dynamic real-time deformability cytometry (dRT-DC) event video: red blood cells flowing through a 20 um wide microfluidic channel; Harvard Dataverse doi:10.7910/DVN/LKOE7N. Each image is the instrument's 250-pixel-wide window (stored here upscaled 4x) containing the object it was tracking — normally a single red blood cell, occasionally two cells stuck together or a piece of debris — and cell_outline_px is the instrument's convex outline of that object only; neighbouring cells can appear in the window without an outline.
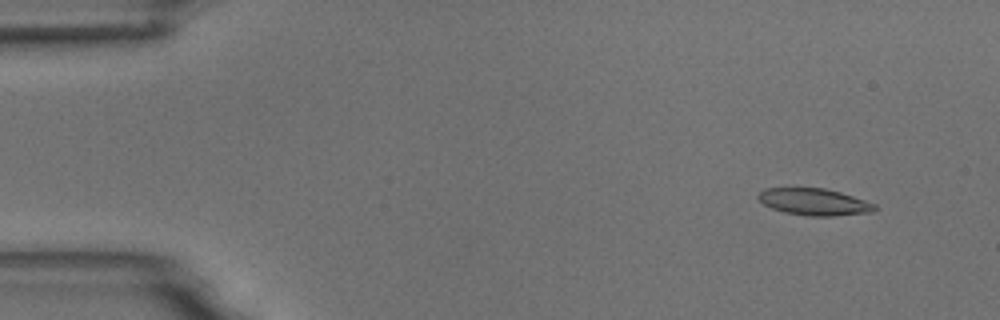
{"species": "common noctule bat (a hibernating species)", "species_latin": "Nyctalus noctula", "temperature_condition": "room temperature", "stored_images_in_passage": 5, "camera_frame_rate_fps": 3000, "um_per_image_px": 0.085, "animal": {"sex": "male", "body_mass_g": 18.8}, "frame": {"image": 1, "passage_image": 2, "time_ms": 1.333, "image_size_px": [1000, 320], "cell_outline_px": [[880, 208], [872, 212], [836, 216], [808, 216], [784, 212], [772, 208], [764, 204], [756, 196], [764, 188], [824, 188], [840, 192], [876, 204]], "centroid_in_image_um": [69.23, 17.17], "position_along_channel_um": 15.8, "area_um2": 18.26}}
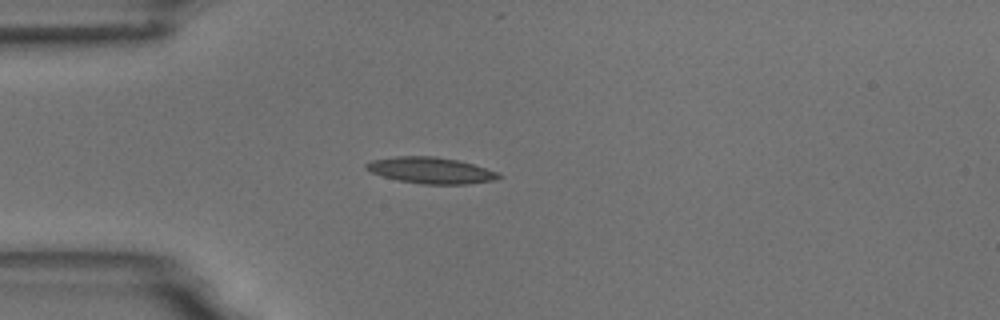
{"frame": {"image": 2, "passage_image": 5, "time_ms": 4.667, "image_size_px": [1000, 320], "cell_outline_px": [[504, 176], [492, 180], [468, 184], [420, 184], [396, 180], [372, 172], [364, 168], [364, 164], [372, 160], [396, 156], [436, 156], [456, 160], [472, 164], [500, 172]], "centroid_in_image_um": [36.62, 14.48], "position_along_channel_um": 48.4, "area_um2": 20.29}}